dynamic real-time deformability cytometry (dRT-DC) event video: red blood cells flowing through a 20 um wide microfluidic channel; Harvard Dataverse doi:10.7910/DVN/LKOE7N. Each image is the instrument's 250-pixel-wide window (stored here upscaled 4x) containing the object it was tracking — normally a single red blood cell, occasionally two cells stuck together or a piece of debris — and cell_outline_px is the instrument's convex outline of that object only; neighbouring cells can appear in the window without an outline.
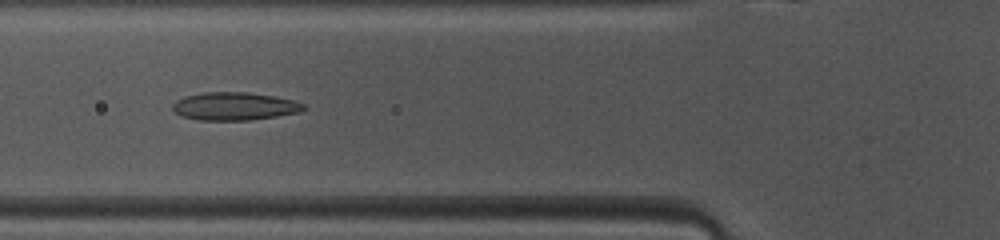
{"species": "common noctule bat (a hibernating species)", "species_latin": "Nyctalus noctula", "temperature_condition": "warm", "stored_images_in_passage": 46, "camera_frame_rate_fps": 3000, "um_per_image_px": 0.085, "animal": {"sex": "female", "body_mass_g": 10.0, "forearm_length_mm": 53.1}, "frame": {"image": 1, "passage_image": 15, "time_ms": 4.667, "image_size_px": [1000, 240], "cell_outline_px": [[308, 108], [300, 112], [276, 116], [248, 120], [200, 120], [180, 116], [172, 108], [172, 104], [176, 100], [184, 96], [204, 92], [248, 92], [276, 96], [292, 100], [304, 104]], "centroid_in_image_um": [19.93, 9.02], "position_along_channel_um": 105.9, "area_um2": 21.44}}
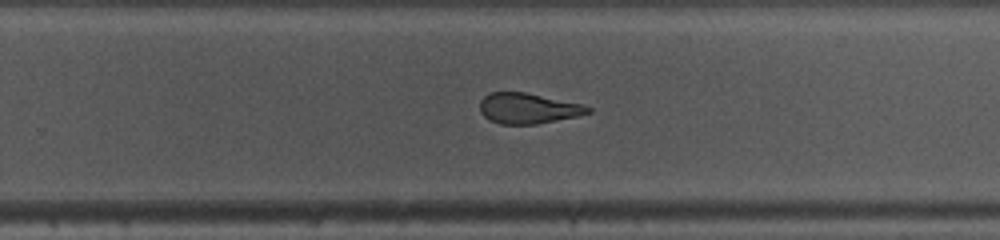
{"frame": {"image": 2, "passage_image": 28, "time_ms": 9.0, "image_size_px": [1000, 240], "cell_outline_px": [[592, 112], [580, 116], [536, 124], [500, 124], [488, 120], [480, 112], [480, 100], [488, 92], [524, 92], [580, 104], [592, 108]], "centroid_in_image_um": [44.86, 9.22], "position_along_channel_um": 284.9, "area_um2": 19.25}}
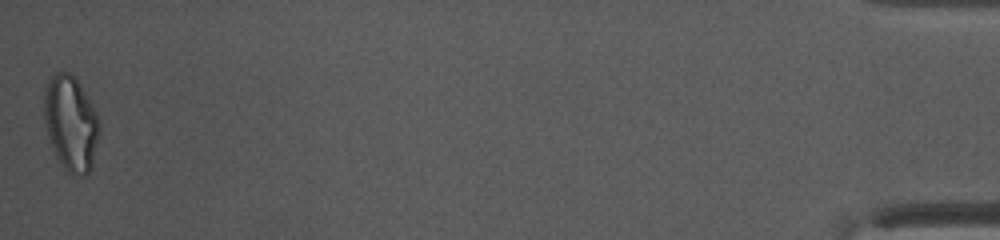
{"frame": {"image": 3, "passage_image": 46, "time_ms": 15.0, "image_size_px": [1000, 240], "cell_outline_px": [[100, 132], [92, 168], [88, 176], [80, 176], [68, 172], [64, 168], [56, 156], [48, 136], [44, 120], [44, 96], [48, 80], [56, 72], [68, 72], [80, 84], [96, 112], [100, 120]], "centroid_in_image_um": [6.04, 10.52], "position_along_channel_um": 429.2, "area_um2": 30.69}, "authors_computed_cell_mechanics": {"area_um2": 21.8484, "velocity_mm_per_s": 4.1336, "shape_relaxation_time_tau1_ms": 8.7345, "shape_relaxation_time_tau2_ms": 1.9668, "deformation_change_tau1": 0.208, "deformation_change_tau2": 0.1008}}